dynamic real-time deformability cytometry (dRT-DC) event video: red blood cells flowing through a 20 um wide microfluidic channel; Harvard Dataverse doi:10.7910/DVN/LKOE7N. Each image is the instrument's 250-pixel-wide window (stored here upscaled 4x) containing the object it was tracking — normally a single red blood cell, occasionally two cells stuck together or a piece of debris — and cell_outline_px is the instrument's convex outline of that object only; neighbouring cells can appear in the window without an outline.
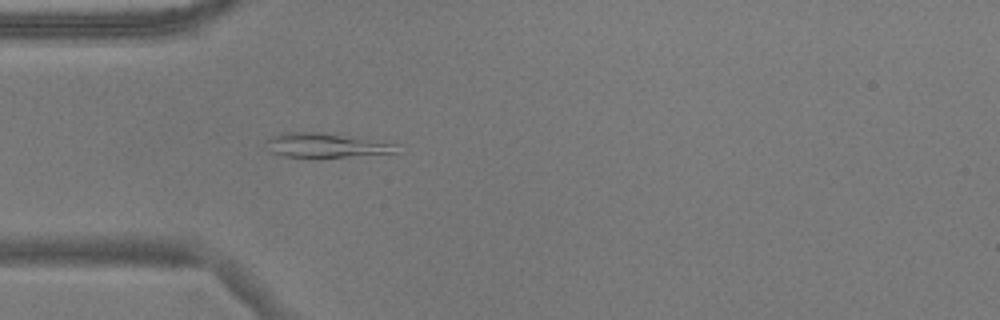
{"species": "common noctule bat (a hibernating species)", "species_latin": "Nyctalus noctula", "temperature_condition": "warm", "stored_images_in_passage": 41, "camera_frame_rate_fps": 3000, "um_per_image_px": 0.085, "animal": {"sex": "male", "body_mass_g": 17.9}, "frame": {"image": 1, "passage_image": 2, "time_ms": 0.333, "image_size_px": [1000, 320], "cell_outline_px": [[400, 144], [396, 152], [348, 156], [284, 156], [272, 152], [264, 140], [280, 132], [320, 132]], "centroid_in_image_um": [27.67, 12.32], "position_along_channel_um": 57.3, "area_um2": 17.98}}
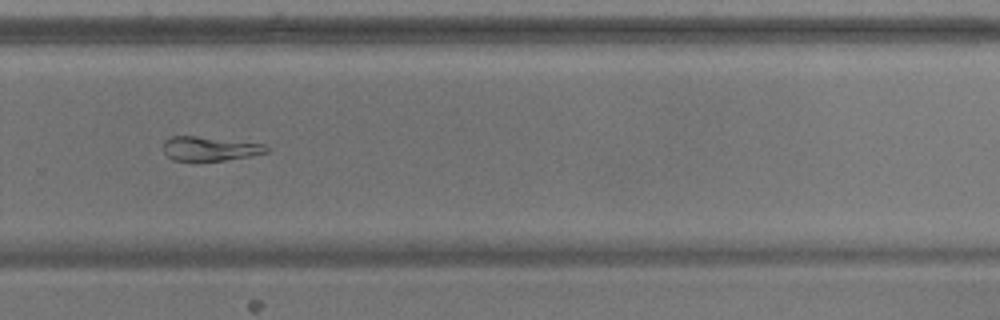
{"frame": {"image": 2, "passage_image": 23, "time_ms": 7.333, "image_size_px": [1000, 320], "cell_outline_px": [[268, 152], [252, 156], [224, 160], [172, 160], [164, 152], [164, 140], [172, 136], [196, 136], [264, 144], [268, 148]], "centroid_in_image_um": [17.83, 12.63], "position_along_channel_um": 312.0, "area_um2": 14.33}}
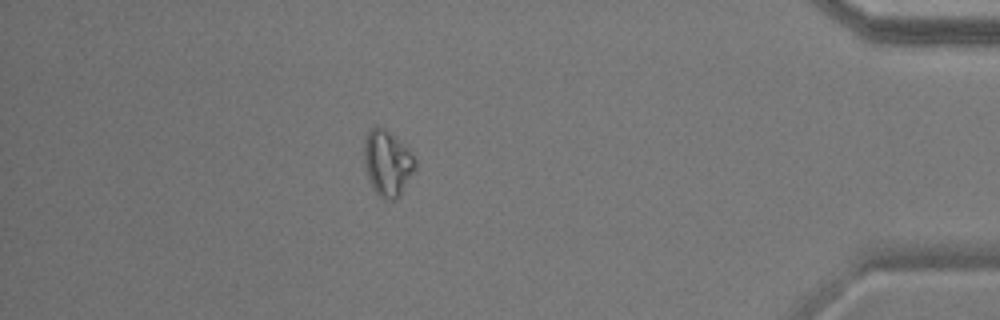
{"frame": {"image": 3, "passage_image": 34, "time_ms": 11.0, "image_size_px": [1000, 320], "cell_outline_px": [[416, 168], [400, 192], [392, 200], [384, 200], [372, 188], [368, 176], [364, 160], [364, 140], [368, 132], [376, 124], [384, 128], [412, 152], [416, 160]], "centroid_in_image_um": [32.92, 13.83], "position_along_channel_um": 402.3, "area_um2": 19.19}, "authors_computed_cell_mechanics": {"area_um2": 16.5308, "velocity_mm_per_s": 3.6832, "shape_relaxation_time_tau1_ms": null, "shape_relaxation_time_tau2_ms": 4.0628, "deformation_change_tau1": null, "deformation_change_tau2": 0.1077}}